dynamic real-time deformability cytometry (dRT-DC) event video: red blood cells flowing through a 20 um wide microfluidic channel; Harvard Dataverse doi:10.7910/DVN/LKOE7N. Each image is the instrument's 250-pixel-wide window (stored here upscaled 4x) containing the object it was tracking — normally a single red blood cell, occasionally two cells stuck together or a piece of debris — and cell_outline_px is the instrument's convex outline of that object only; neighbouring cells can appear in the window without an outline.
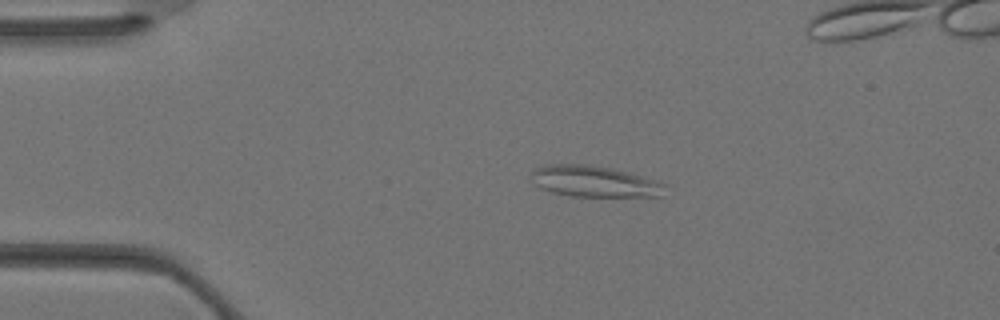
{"species": "Egyptian fruit bat (a non-hibernating species)", "species_latin": "Rousettus aegyptiacus", "temperature_condition": "warm", "stored_images_in_passage": 38, "camera_frame_rate_fps": 3000, "um_per_image_px": 0.085, "animal": {"sex": "female"}, "frame": {"image": 1, "passage_image": 8, "time_ms": 2.333, "image_size_px": [1000, 320], "cell_outline_px": [[668, 184], [660, 196], [572, 196], [552, 192], [540, 188], [536, 184], [532, 172], [536, 168], [544, 164], [588, 164], [612, 168], [628, 172], [656, 180]], "centroid_in_image_um": [50.54, 15.41], "position_along_channel_um": 34.5, "area_um2": 24.16}}
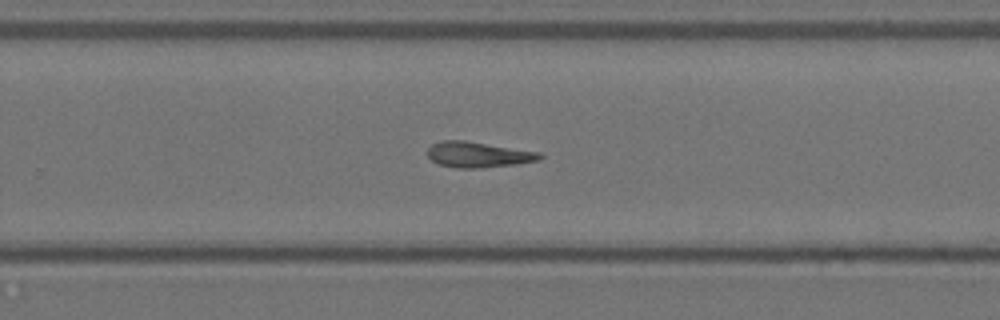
{"frame": {"image": 2, "passage_image": 24, "time_ms": 7.667, "image_size_px": [1000, 320], "cell_outline_px": [[544, 156], [540, 160], [516, 164], [480, 168], [456, 168], [440, 164], [432, 160], [428, 156], [428, 148], [432, 144], [440, 140], [464, 140], [540, 152]], "centroid_in_image_um": [40.66, 13.14], "position_along_channel_um": 289.1, "area_um2": 16.76}}
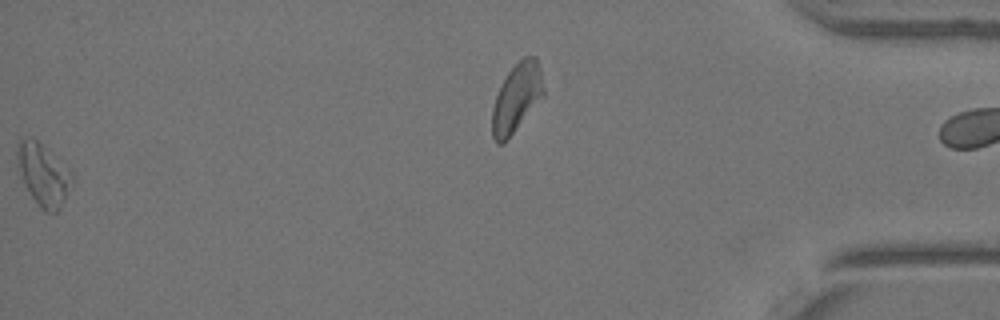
{"frame": {"image": 3, "passage_image": 37, "time_ms": 12.0, "image_size_px": [1000, 320], "cell_outline_px": [[72, 184], [60, 208], [56, 212], [44, 212], [40, 208], [32, 196], [20, 176], [16, 152], [16, 148], [20, 140], [32, 136], [72, 172]], "centroid_in_image_um": [3.67, 14.85], "position_along_channel_um": 431.5, "area_um2": 19.42}}